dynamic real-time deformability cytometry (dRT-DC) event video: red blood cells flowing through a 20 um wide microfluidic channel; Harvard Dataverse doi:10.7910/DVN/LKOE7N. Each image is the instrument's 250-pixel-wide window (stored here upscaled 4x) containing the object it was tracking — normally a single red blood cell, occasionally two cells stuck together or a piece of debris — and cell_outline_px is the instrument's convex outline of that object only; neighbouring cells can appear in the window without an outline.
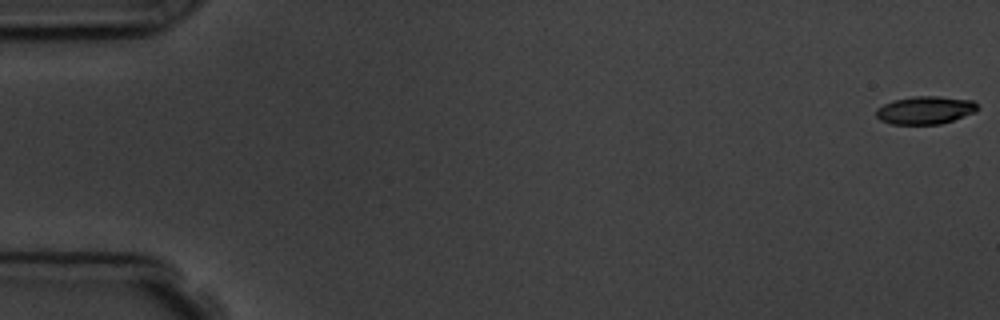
{"species": "common noctule bat (a hibernating species)", "species_latin": "Nyctalus noctula", "temperature_condition": "room temperature", "stored_images_in_passage": 8, "camera_frame_rate_fps": 3000, "um_per_image_px": 0.085, "animal": {"sex": "male", "body_mass_g": 19.5, "forearm_length_mm": 54.6}, "frame": {"image": 1, "passage_image": 1, "time_ms": 0.0, "image_size_px": [1000, 320], "cell_outline_px": [[980, 108], [976, 112], [940, 124], [892, 124], [880, 120], [876, 116], [876, 108], [892, 100], [912, 96], [940, 96], [972, 100]], "centroid_in_image_um": [78.64, 9.35], "position_along_channel_um": 6.4, "area_um2": 16.59}}
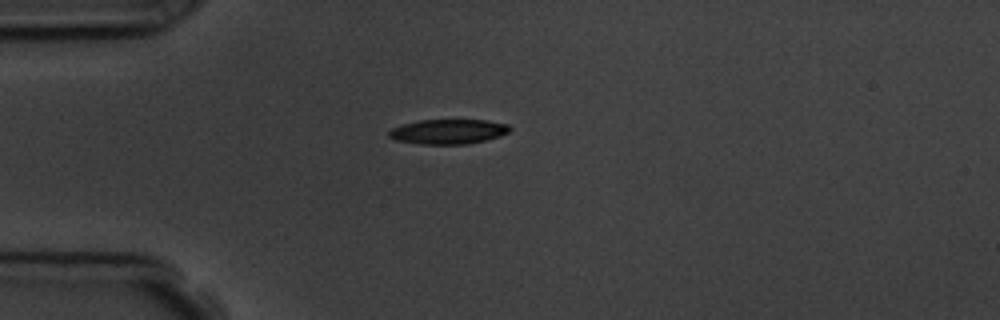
{"frame": {"image": 2, "passage_image": 5, "time_ms": 4.667, "image_size_px": [1000, 320], "cell_outline_px": [[512, 128], [508, 132], [500, 136], [468, 144], [420, 144], [392, 140], [388, 136], [388, 132], [392, 128], [400, 124], [420, 120], [484, 120], [508, 124]], "centroid_in_image_um": [38.05, 11.19], "position_along_channel_um": 46.9, "area_um2": 17.57}}
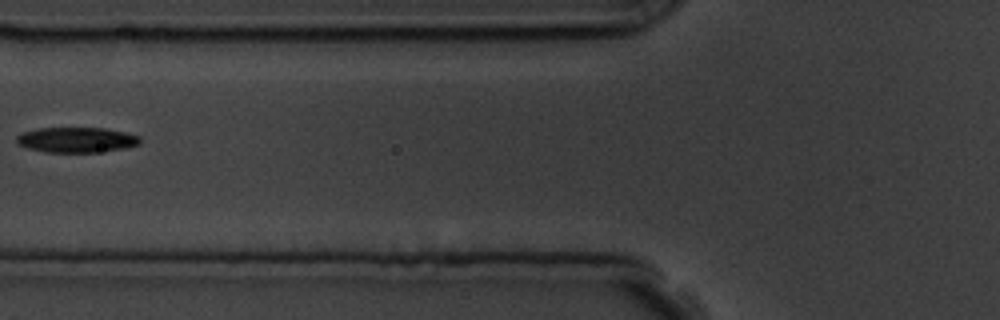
{"frame": {"image": 3, "passage_image": 7, "time_ms": 7.0, "image_size_px": [1000, 320], "cell_outline_px": [[140, 144], [124, 148], [96, 152], [48, 152], [28, 148], [16, 144], [16, 136], [20, 132], [36, 128], [104, 128], [124, 132], [140, 136]], "centroid_in_image_um": [6.45, 11.88], "position_along_channel_um": 119.3, "area_um2": 18.21}}